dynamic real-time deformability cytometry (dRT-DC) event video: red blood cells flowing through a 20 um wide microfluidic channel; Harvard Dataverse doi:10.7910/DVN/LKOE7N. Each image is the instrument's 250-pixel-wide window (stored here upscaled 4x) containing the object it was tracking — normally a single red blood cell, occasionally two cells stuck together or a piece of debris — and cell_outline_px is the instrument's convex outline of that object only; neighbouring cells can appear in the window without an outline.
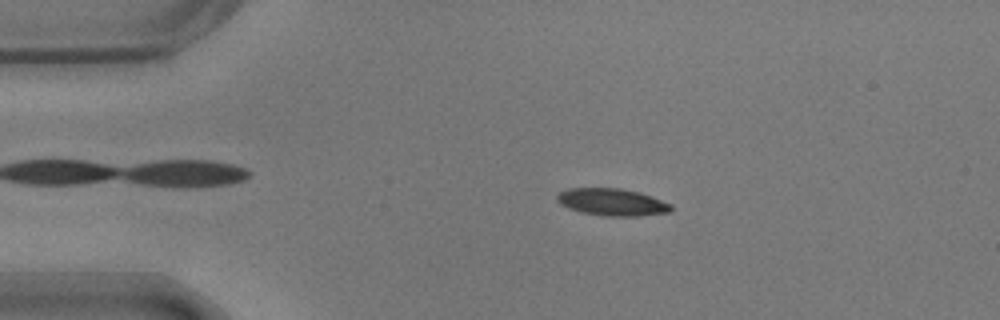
{"species": "common noctule bat (a hibernating species)", "species_latin": "Nyctalus noctula", "temperature_condition": "warm", "stored_images_in_passage": 53, "camera_frame_rate_fps": 3000, "um_per_image_px": 0.085, "animal": {"sex": "male", "body_mass_g": 17.9}, "frame": {"image": 1, "passage_image": 9, "time_ms": 2.667, "image_size_px": [1000, 320], "cell_outline_px": [[672, 212], [640, 216], [604, 216], [580, 212], [568, 208], [560, 204], [556, 200], [556, 196], [560, 192], [568, 188], [620, 188], [640, 192], [672, 204]], "centroid_in_image_um": [52.03, 17.18], "position_along_channel_um": 33.0, "area_um2": 18.26}}
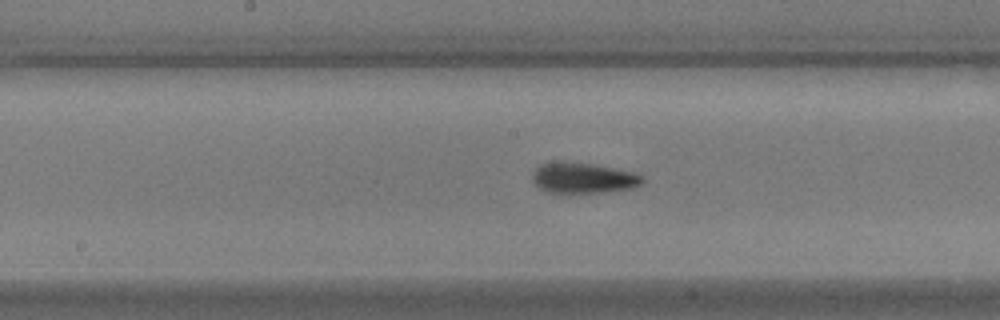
{"frame": {"image": 2, "passage_image": 26, "time_ms": 8.333, "image_size_px": [1000, 320], "cell_outline_px": [[644, 180], [640, 184], [632, 188], [604, 192], [548, 192], [540, 188], [532, 180], [532, 172], [540, 164], [552, 160], [560, 160], [592, 164], [636, 172]], "centroid_in_image_um": [49.52, 15.09], "position_along_channel_um": 198.7, "area_um2": 19.71}}
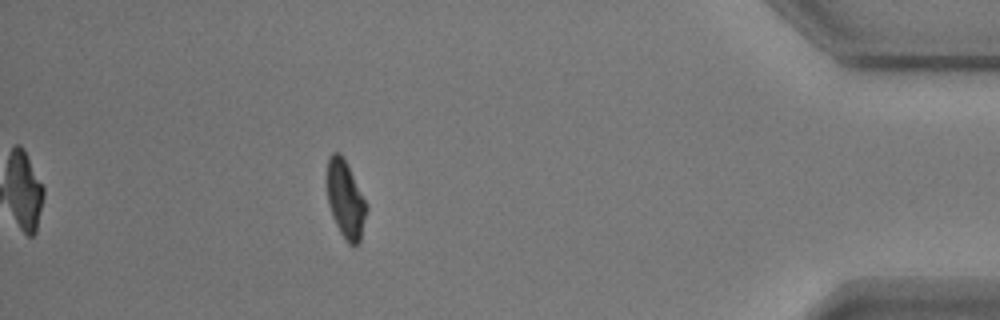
{"frame": {"image": 3, "passage_image": 47, "time_ms": 15.333, "image_size_px": [1000, 320], "cell_outline_px": [[368, 208], [360, 244], [348, 244], [340, 232], [332, 216], [328, 204], [324, 180], [328, 156], [332, 152], [340, 152], [344, 156], [368, 204]], "centroid_in_image_um": [29.34, 16.88], "position_along_channel_um": 405.9, "area_um2": 18.79}, "authors_computed_cell_mechanics": {"area_um2": 18.785, "velocity_mm_per_s": 3.6604, "shape_relaxation_time_tau1_ms": 3.0873, "shape_relaxation_time_tau2_ms": 1.5472, "deformation_change_tau1": 0.1424, "deformation_change_tau2": 0.0749}}